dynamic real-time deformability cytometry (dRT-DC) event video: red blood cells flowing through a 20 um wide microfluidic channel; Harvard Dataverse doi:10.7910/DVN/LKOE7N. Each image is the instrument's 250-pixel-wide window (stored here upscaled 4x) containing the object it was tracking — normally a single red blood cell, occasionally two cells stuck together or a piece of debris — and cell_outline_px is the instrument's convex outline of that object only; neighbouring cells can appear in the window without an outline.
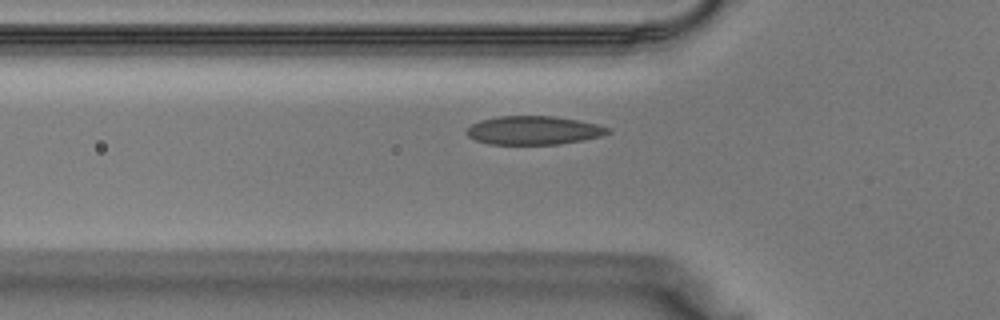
{"species": "Egyptian fruit bat (a non-hibernating species)", "species_latin": "Rousettus aegyptiacus", "temperature_condition": "warm", "stored_images_in_passage": 29, "camera_frame_rate_fps": 3000, "um_per_image_px": 0.085, "animal": {"sex": "male"}, "frame": {"image": 1, "passage_image": 4, "time_ms": 1.0, "image_size_px": [1000, 320], "cell_outline_px": [[612, 132], [600, 136], [560, 144], [488, 144], [476, 140], [468, 136], [464, 132], [472, 124], [480, 120], [500, 116], [556, 116], [596, 124], [612, 128]], "centroid_in_image_um": [45.35, 11.07], "position_along_channel_um": 80.4, "area_um2": 23.47}}
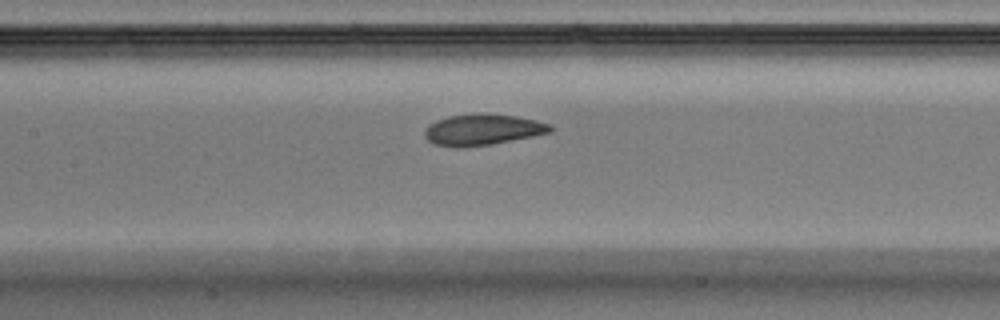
{"frame": {"image": 2, "passage_image": 9, "time_ms": 2.667, "image_size_px": [1000, 320], "cell_outline_px": [[552, 132], [492, 144], [464, 148], [456, 148], [436, 144], [428, 140], [424, 136], [424, 128], [428, 124], [436, 120], [448, 116], [480, 112], [484, 112], [516, 116], [536, 120], [552, 124]], "centroid_in_image_um": [40.99, 11.01], "position_along_channel_um": 166.4, "area_um2": 23.18}}
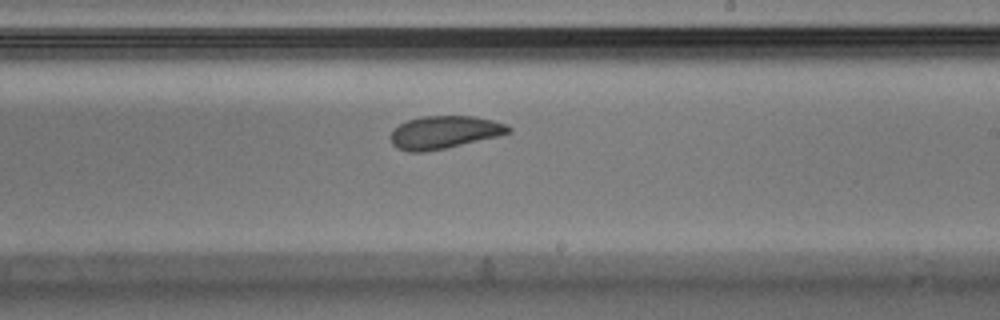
{"frame": {"image": 3, "passage_image": 14, "time_ms": 4.333, "image_size_px": [1000, 320], "cell_outline_px": [[512, 132], [500, 136], [444, 148], [424, 152], [408, 152], [396, 148], [392, 144], [388, 136], [400, 124], [408, 120], [424, 116], [472, 116], [492, 120], [504, 124], [512, 128]], "centroid_in_image_um": [37.75, 11.25], "position_along_channel_um": 251.2, "area_um2": 22.48}}